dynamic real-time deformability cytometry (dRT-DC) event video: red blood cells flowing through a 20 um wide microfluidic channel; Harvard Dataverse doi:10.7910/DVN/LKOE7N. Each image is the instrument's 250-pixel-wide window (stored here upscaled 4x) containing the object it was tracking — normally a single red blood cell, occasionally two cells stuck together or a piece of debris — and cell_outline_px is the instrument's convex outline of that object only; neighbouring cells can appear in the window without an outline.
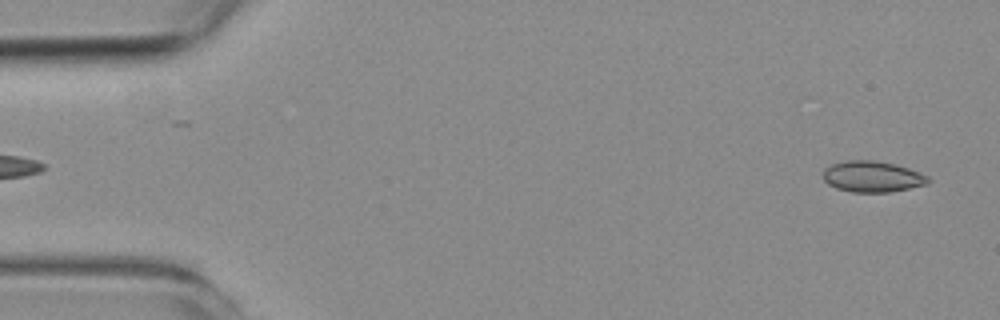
{"species": "common noctule bat (a hibernating species)", "species_latin": "Nyctalus noctula", "temperature_condition": "room temperature", "stored_images_in_passage": 32, "camera_frame_rate_fps": 3000, "um_per_image_px": 0.085, "animal": {"sex": "female", "body_mass_g": 19.3, "forearm_length_mm": 54.1}, "frame": {"image": 1, "passage_image": 2, "time_ms": 0.333, "image_size_px": [1000, 320], "cell_outline_px": [[932, 180], [928, 184], [888, 192], [852, 192], [836, 188], [828, 184], [824, 180], [824, 168], [832, 164], [848, 160], [872, 160], [896, 164], [920, 172], [928, 176]], "centroid_in_image_um": [74.17, 15.01], "position_along_channel_um": 10.8, "area_um2": 19.02}}
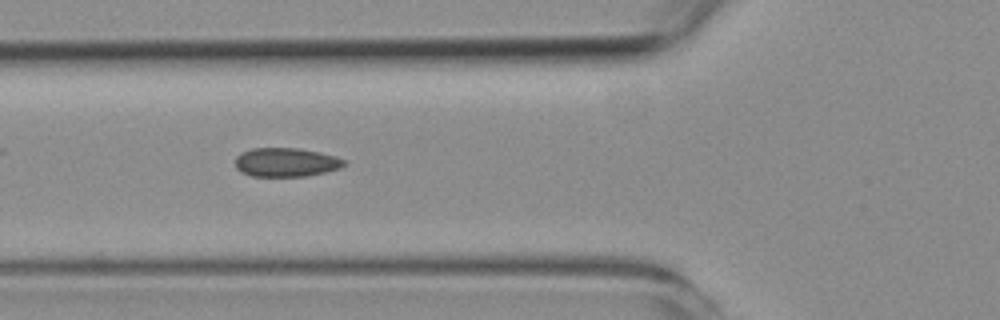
{"frame": {"image": 2, "passage_image": 19, "time_ms": 6.0, "image_size_px": [1000, 320], "cell_outline_px": [[344, 164], [340, 168], [308, 176], [252, 176], [240, 172], [236, 168], [236, 156], [240, 152], [252, 148], [296, 148], [320, 152], [336, 156], [344, 160]], "centroid_in_image_um": [24.27, 13.79], "position_along_channel_um": 101.5, "area_um2": 18.32}}
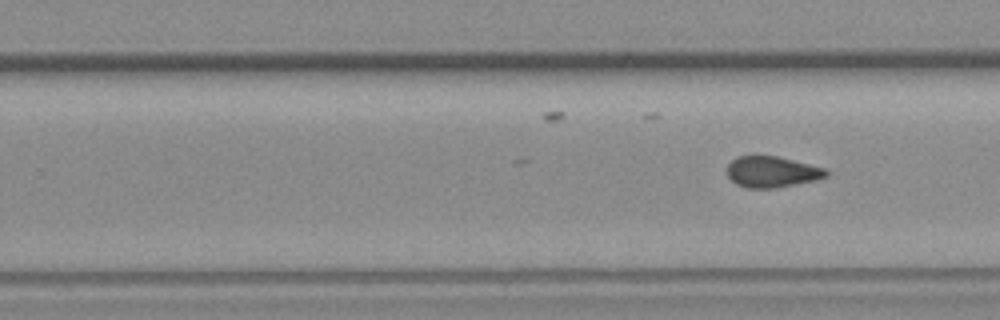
{"frame": {"image": 3, "passage_image": 32, "time_ms": 10.333, "image_size_px": [1000, 320], "cell_outline_px": [[828, 176], [816, 180], [776, 188], [748, 188], [736, 184], [728, 176], [728, 164], [736, 156], [776, 156], [828, 168]], "centroid_in_image_um": [65.65, 14.61], "position_along_channel_um": 264.2, "area_um2": 17.98}}